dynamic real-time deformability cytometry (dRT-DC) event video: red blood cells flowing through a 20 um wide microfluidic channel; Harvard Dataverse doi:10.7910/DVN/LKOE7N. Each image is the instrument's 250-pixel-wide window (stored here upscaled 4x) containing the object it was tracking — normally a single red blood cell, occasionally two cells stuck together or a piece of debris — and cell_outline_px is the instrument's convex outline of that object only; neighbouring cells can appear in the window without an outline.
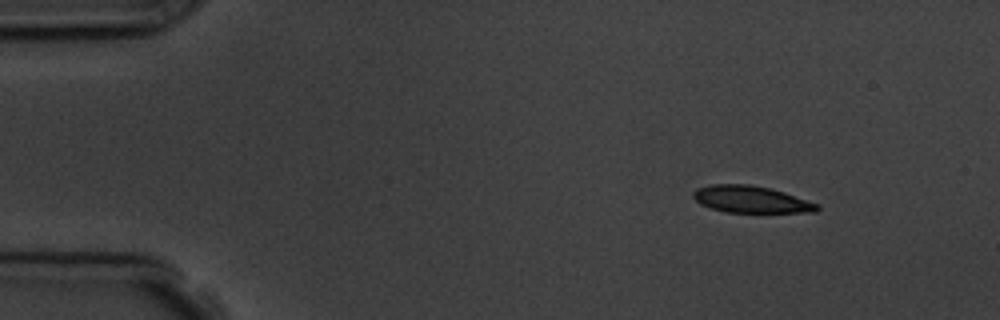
{"species": "common noctule bat (a hibernating species)", "species_latin": "Nyctalus noctula", "temperature_condition": "room temperature", "stored_images_in_passage": 9, "camera_frame_rate_fps": 3000, "um_per_image_px": 0.085, "animal": {"sex": "male", "body_mass_g": 19.5, "forearm_length_mm": 54.6}, "frame": {"image": 1, "passage_image": 1, "time_ms": 0.0, "image_size_px": [1000, 320], "cell_outline_px": [[820, 208], [816, 212], [724, 212], [700, 204], [692, 196], [692, 192], [696, 188], [712, 184], [748, 184], [768, 188], [784, 192], [820, 204]], "centroid_in_image_um": [63.83, 16.94], "position_along_channel_um": 21.2, "area_um2": 19.42}}
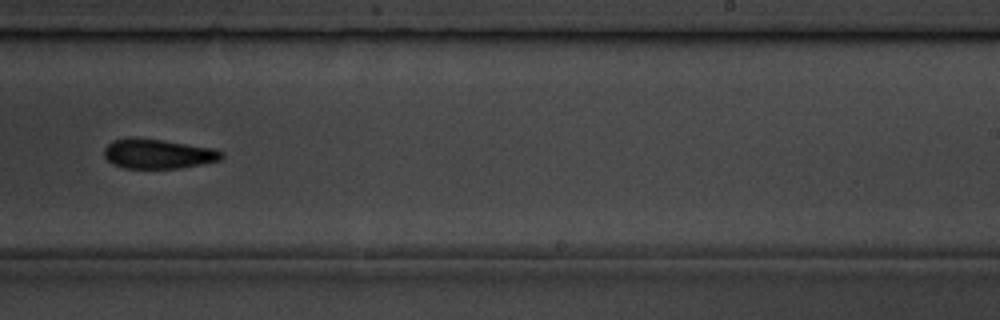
{"frame": {"image": 2, "passage_image": 9, "time_ms": 9.333, "image_size_px": [1000, 320], "cell_outline_px": [[224, 156], [220, 160], [180, 168], [124, 168], [112, 164], [104, 156], [104, 148], [112, 140], [128, 136], [164, 140], [216, 148], [224, 152]], "centroid_in_image_um": [13.43, 13.05], "position_along_channel_um": 275.6, "area_um2": 20.63}}